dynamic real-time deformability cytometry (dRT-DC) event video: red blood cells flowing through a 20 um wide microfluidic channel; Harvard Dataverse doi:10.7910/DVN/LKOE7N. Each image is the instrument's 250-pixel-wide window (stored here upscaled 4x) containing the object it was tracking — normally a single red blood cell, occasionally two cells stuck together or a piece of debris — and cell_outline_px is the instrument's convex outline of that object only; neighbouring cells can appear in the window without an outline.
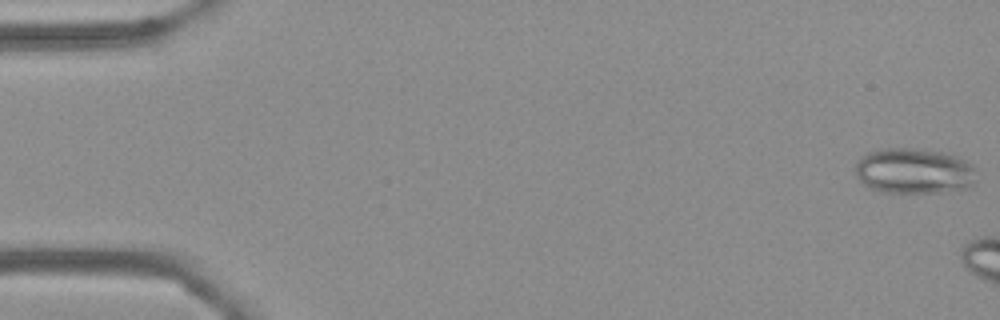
{"species": "Egyptian fruit bat (a non-hibernating species)", "species_latin": "Rousettus aegyptiacus", "temperature_condition": "cold", "stored_images_in_passage": 17, "camera_frame_rate_fps": 3000, "um_per_image_px": 0.085, "frame": {"image": 1, "passage_image": 1, "time_ms": 0.0, "image_size_px": [1000, 320], "cell_outline_px": [[976, 180], [972, 184], [964, 188], [936, 192], [880, 192], [868, 188], [856, 176], [856, 160], [860, 156], [868, 152], [880, 148], [912, 148], [944, 152], [956, 156], [972, 164]], "centroid_in_image_um": [77.63, 14.52], "position_along_channel_um": 7.4, "area_um2": 32.19}}